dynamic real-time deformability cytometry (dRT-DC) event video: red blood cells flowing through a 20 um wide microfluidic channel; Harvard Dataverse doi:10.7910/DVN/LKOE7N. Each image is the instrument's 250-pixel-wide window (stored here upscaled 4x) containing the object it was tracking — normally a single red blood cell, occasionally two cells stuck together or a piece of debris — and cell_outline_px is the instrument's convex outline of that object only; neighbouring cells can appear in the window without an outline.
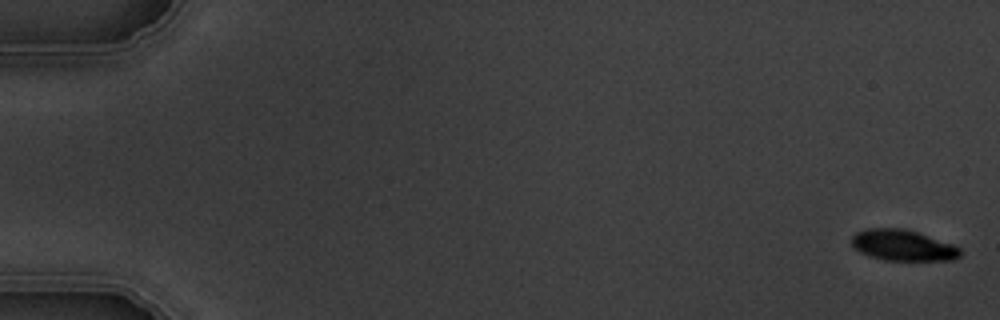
{"species": "common noctule bat (a hibernating species)", "species_latin": "Nyctalus noctula", "temperature_condition": "warm", "stored_images_in_passage": 7, "camera_frame_rate_fps": 3000, "um_per_image_px": 0.085, "animal": {"sex": "male", "body_mass_g": 19.5, "forearm_length_mm": 54.6}, "frame": {"image": 1, "passage_image": 1, "time_ms": 0.0, "image_size_px": [1000, 320], "cell_outline_px": [[964, 252], [960, 256], [952, 260], [884, 260], [868, 256], [860, 252], [852, 244], [852, 236], [856, 232], [868, 228], [904, 228], [952, 244], [960, 248]], "centroid_in_image_um": [76.75, 20.85], "position_along_channel_um": 8.3, "area_um2": 19.54}}
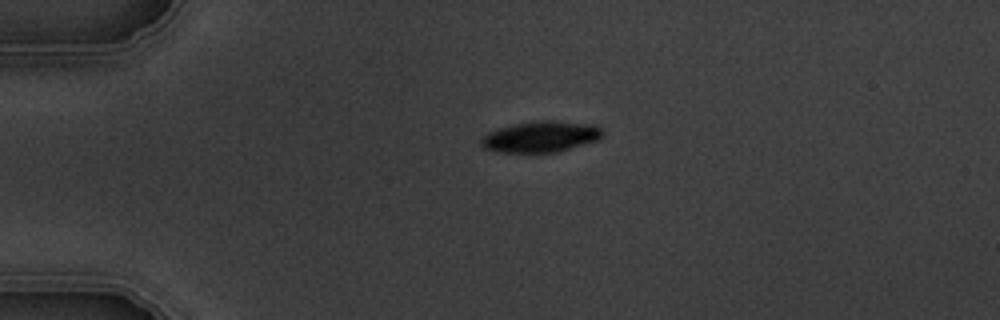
{"frame": {"image": 2, "passage_image": 7, "time_ms": 7.0, "image_size_px": [1000, 320], "cell_outline_px": [[604, 132], [596, 140], [560, 152], [500, 152], [484, 148], [480, 144], [480, 140], [488, 132], [496, 128], [536, 120], [552, 120], [596, 124]], "centroid_in_image_um": [45.96, 11.61], "position_along_channel_um": 39.0, "area_um2": 22.02}}